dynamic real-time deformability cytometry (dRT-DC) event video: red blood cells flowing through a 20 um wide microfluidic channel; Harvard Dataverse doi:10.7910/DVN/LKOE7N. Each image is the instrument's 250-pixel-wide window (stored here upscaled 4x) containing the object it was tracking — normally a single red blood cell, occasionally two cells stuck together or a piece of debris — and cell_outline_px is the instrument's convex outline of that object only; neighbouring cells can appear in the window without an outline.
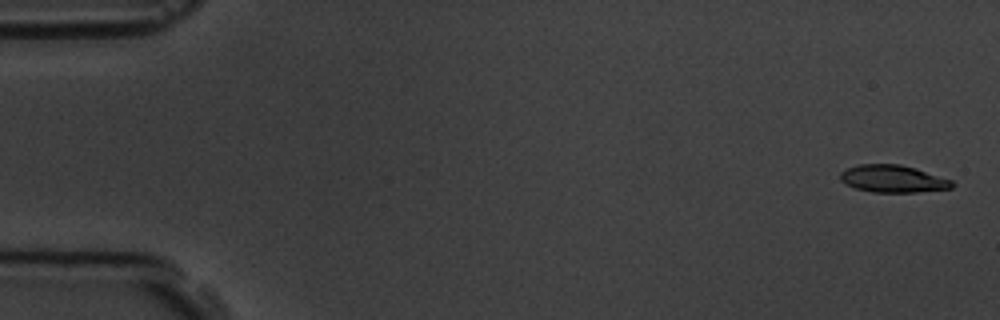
{"species": "common noctule bat (a hibernating species)", "species_latin": "Nyctalus noctula", "temperature_condition": "room temperature", "stored_images_in_passage": 7, "camera_frame_rate_fps": 3000, "um_per_image_px": 0.085, "animal": {"sex": "male", "body_mass_g": 19.5, "forearm_length_mm": 54.6}, "frame": {"image": 1, "passage_image": 1, "time_ms": 0.0, "image_size_px": [1000, 320], "cell_outline_px": [[956, 184], [952, 188], [916, 192], [872, 192], [856, 188], [844, 184], [840, 180], [840, 172], [848, 168], [860, 164], [900, 164], [916, 168], [952, 180]], "centroid_in_image_um": [75.9, 15.2], "position_along_channel_um": 9.1, "area_um2": 17.86}}
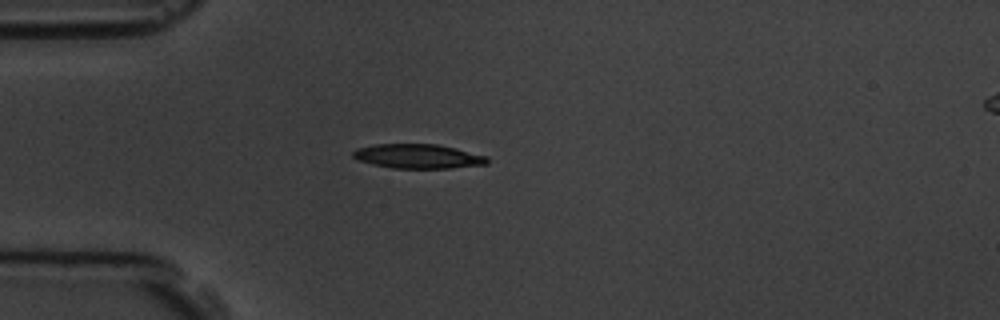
{"frame": {"image": 2, "passage_image": 5, "time_ms": 4.667, "image_size_px": [1000, 320], "cell_outline_px": [[488, 164], [452, 168], [392, 168], [372, 164], [356, 160], [352, 156], [352, 152], [356, 148], [376, 144], [436, 144], [456, 148], [488, 156]], "centroid_in_image_um": [35.52, 13.28], "position_along_channel_um": 49.5, "area_um2": 19.19}}
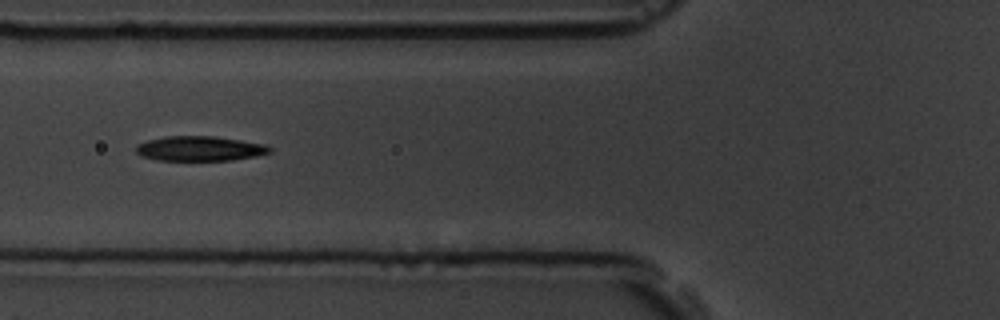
{"frame": {"image": 3, "passage_image": 7, "time_ms": 6.667, "image_size_px": [1000, 320], "cell_outline_px": [[272, 152], [256, 156], [232, 160], [156, 160], [140, 156], [136, 152], [136, 144], [148, 140], [164, 136], [216, 136], [264, 144], [272, 148]], "centroid_in_image_um": [16.96, 12.62], "position_along_channel_um": 108.8, "area_um2": 19.42}}